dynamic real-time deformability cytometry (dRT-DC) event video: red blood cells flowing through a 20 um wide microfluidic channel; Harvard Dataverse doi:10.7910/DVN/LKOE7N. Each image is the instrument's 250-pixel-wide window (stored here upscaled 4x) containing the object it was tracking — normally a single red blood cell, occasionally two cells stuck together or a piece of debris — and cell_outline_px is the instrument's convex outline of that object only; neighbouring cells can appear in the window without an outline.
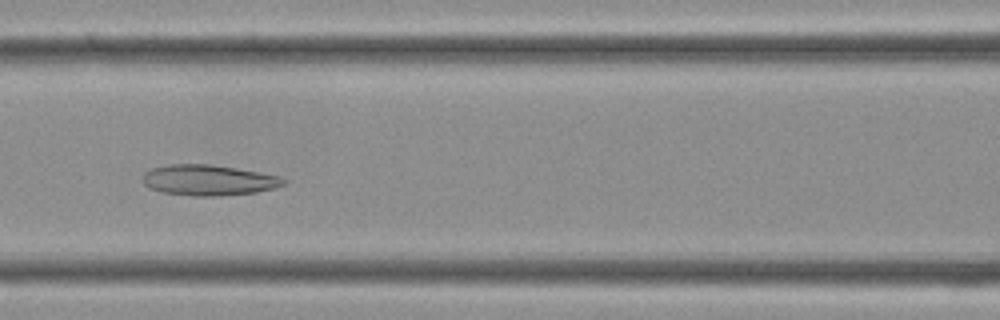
{"species": "Egyptian fruit bat (a non-hibernating species)", "species_latin": "Rousettus aegyptiacus", "temperature_condition": "cold", "stored_images_in_passage": 36, "camera_frame_rate_fps": 3000, "um_per_image_px": 0.085, "frame": {"image": 1, "passage_image": 16, "time_ms": 5.0, "image_size_px": [1000, 320], "cell_outline_px": [[284, 184], [276, 188], [256, 192], [220, 196], [192, 196], [160, 192], [148, 188], [140, 180], [144, 172], [152, 168], [168, 164], [208, 164], [236, 168], [260, 172], [280, 176], [284, 180]], "centroid_in_image_um": [17.67, 15.32], "position_along_channel_um": 148.9, "area_um2": 25.43}}
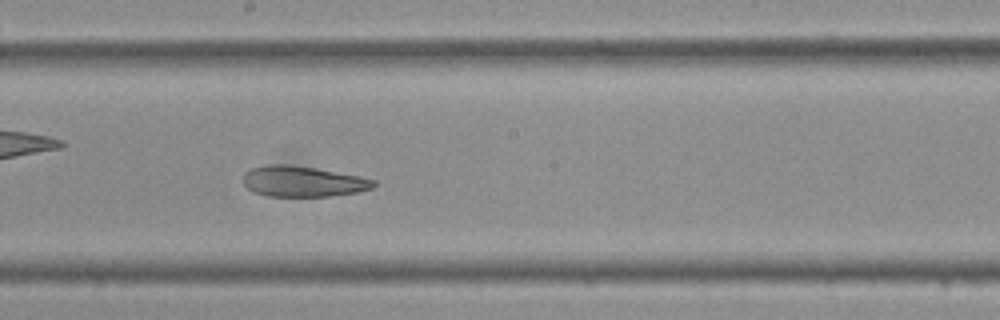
{"frame": {"image": 2, "passage_image": 20, "time_ms": 6.333, "image_size_px": [1000, 320], "cell_outline_px": [[376, 184], [372, 188], [356, 192], [332, 196], [268, 196], [252, 192], [244, 184], [244, 172], [252, 168], [268, 164], [288, 164], [316, 168], [360, 176], [376, 180]], "centroid_in_image_um": [25.74, 15.42], "position_along_channel_um": 222.5, "area_um2": 23.35}}
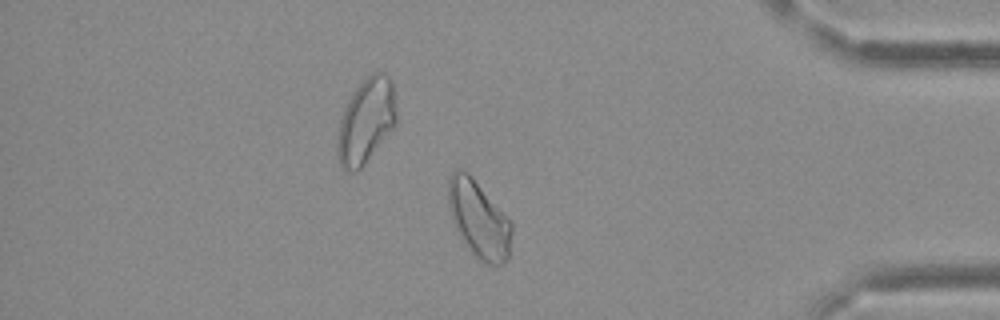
{"frame": {"image": 3, "passage_image": 31, "time_ms": 10.0, "image_size_px": [1000, 320], "cell_outline_px": [[512, 232], [508, 256], [500, 264], [488, 264], [480, 260], [476, 256], [456, 228], [448, 208], [448, 180], [452, 172], [456, 168], [460, 168], [468, 172], [472, 176], [512, 224]], "centroid_in_image_um": [40.67, 18.58], "position_along_channel_um": 394.5, "area_um2": 27.63}}